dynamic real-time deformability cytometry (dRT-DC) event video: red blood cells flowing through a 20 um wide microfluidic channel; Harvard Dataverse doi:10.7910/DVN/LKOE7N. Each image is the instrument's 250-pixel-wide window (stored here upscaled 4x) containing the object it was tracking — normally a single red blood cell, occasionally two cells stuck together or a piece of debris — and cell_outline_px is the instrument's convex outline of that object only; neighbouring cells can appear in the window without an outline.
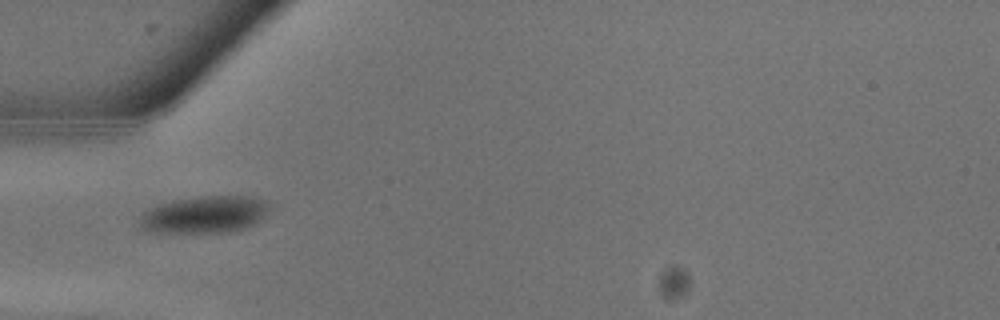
{"species": "common noctule bat (a hibernating species)", "species_latin": "Nyctalus noctula", "temperature_condition": "warm", "stored_images_in_passage": 8, "camera_frame_rate_fps": 3000, "um_per_image_px": 0.085, "animal": {"sex": "male", "body_mass_g": 13.3}, "frame": {"image": 1, "passage_image": 2, "time_ms": 0.333, "image_size_px": [1000, 320], "cell_outline_px": [[268, 204], [260, 216], [252, 224], [244, 228], [224, 232], [148, 232], [140, 224], [144, 212], [160, 204], [172, 200], [200, 196], [252, 196]], "centroid_in_image_um": [17.31, 18.23], "position_along_channel_um": 67.7, "area_um2": 27.05}}
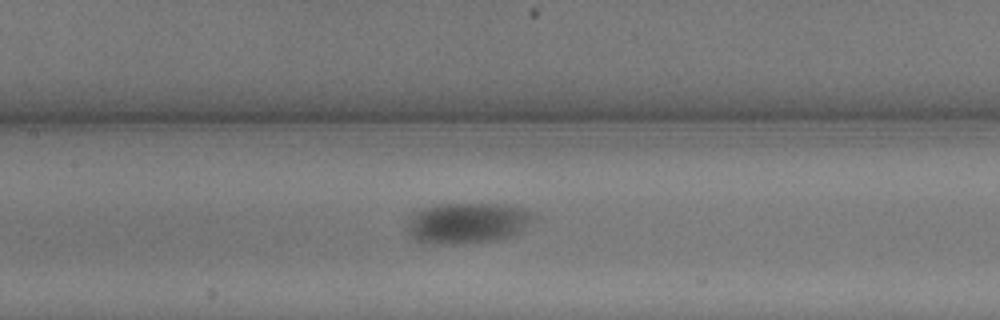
{"frame": {"image": 2, "passage_image": 6, "time_ms": 1.667, "image_size_px": [1000, 320], "cell_outline_px": [[532, 216], [520, 232], [512, 236], [500, 240], [452, 244], [432, 244], [416, 240], [408, 236], [408, 224], [424, 208], [448, 204], [496, 204], [512, 208], [524, 212]], "centroid_in_image_um": [39.66, 19.01], "position_along_channel_um": 167.7, "area_um2": 28.67}}
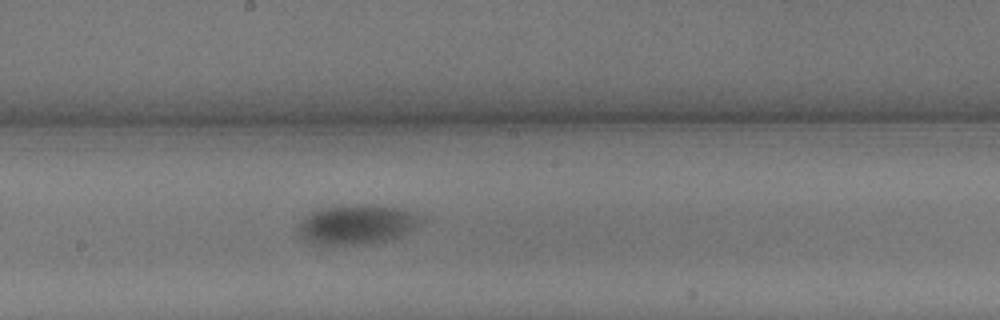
{"frame": {"image": 3, "passage_image": 8, "time_ms": 2.333, "image_size_px": [1000, 320], "cell_outline_px": [[420, 220], [412, 228], [392, 240], [376, 244], [312, 244], [296, 228], [300, 220], [304, 216], [312, 212], [324, 208], [360, 204], [376, 204], [404, 208], [416, 212]], "centroid_in_image_um": [30.33, 19.07], "position_along_channel_um": 217.9, "area_um2": 28.21}}